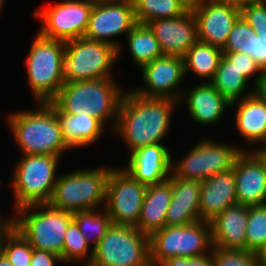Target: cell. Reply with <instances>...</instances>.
<instances>
[{
  "mask_svg": "<svg viewBox=\"0 0 266 266\" xmlns=\"http://www.w3.org/2000/svg\"><path fill=\"white\" fill-rule=\"evenodd\" d=\"M240 13L257 35H266V0L252 1Z\"/></svg>",
  "mask_w": 266,
  "mask_h": 266,
  "instance_id": "d590c367",
  "label": "cell"
},
{
  "mask_svg": "<svg viewBox=\"0 0 266 266\" xmlns=\"http://www.w3.org/2000/svg\"><path fill=\"white\" fill-rule=\"evenodd\" d=\"M0 266H13L2 252L0 253Z\"/></svg>",
  "mask_w": 266,
  "mask_h": 266,
  "instance_id": "7dc6e473",
  "label": "cell"
},
{
  "mask_svg": "<svg viewBox=\"0 0 266 266\" xmlns=\"http://www.w3.org/2000/svg\"><path fill=\"white\" fill-rule=\"evenodd\" d=\"M65 41L48 39L37 33L27 60V74L32 93L37 101H52L65 83Z\"/></svg>",
  "mask_w": 266,
  "mask_h": 266,
  "instance_id": "5b68a950",
  "label": "cell"
},
{
  "mask_svg": "<svg viewBox=\"0 0 266 266\" xmlns=\"http://www.w3.org/2000/svg\"><path fill=\"white\" fill-rule=\"evenodd\" d=\"M248 208V206L235 204L210 221L213 246L227 250L246 251Z\"/></svg>",
  "mask_w": 266,
  "mask_h": 266,
  "instance_id": "44dd1931",
  "label": "cell"
},
{
  "mask_svg": "<svg viewBox=\"0 0 266 266\" xmlns=\"http://www.w3.org/2000/svg\"><path fill=\"white\" fill-rule=\"evenodd\" d=\"M259 99L266 102V71H263L255 84L253 92Z\"/></svg>",
  "mask_w": 266,
  "mask_h": 266,
  "instance_id": "7bdbcfd3",
  "label": "cell"
},
{
  "mask_svg": "<svg viewBox=\"0 0 266 266\" xmlns=\"http://www.w3.org/2000/svg\"><path fill=\"white\" fill-rule=\"evenodd\" d=\"M16 210L19 217H15V229L31 247L58 254L63 261L64 235L73 221V213L53 208L48 203L27 205Z\"/></svg>",
  "mask_w": 266,
  "mask_h": 266,
  "instance_id": "277c9868",
  "label": "cell"
},
{
  "mask_svg": "<svg viewBox=\"0 0 266 266\" xmlns=\"http://www.w3.org/2000/svg\"><path fill=\"white\" fill-rule=\"evenodd\" d=\"M263 144H264V146L262 147L263 149L260 148L257 151H266V141Z\"/></svg>",
  "mask_w": 266,
  "mask_h": 266,
  "instance_id": "c3c4849f",
  "label": "cell"
},
{
  "mask_svg": "<svg viewBox=\"0 0 266 266\" xmlns=\"http://www.w3.org/2000/svg\"><path fill=\"white\" fill-rule=\"evenodd\" d=\"M237 204L260 206L266 204V158L258 151H242L234 162Z\"/></svg>",
  "mask_w": 266,
  "mask_h": 266,
  "instance_id": "9a60e30c",
  "label": "cell"
},
{
  "mask_svg": "<svg viewBox=\"0 0 266 266\" xmlns=\"http://www.w3.org/2000/svg\"><path fill=\"white\" fill-rule=\"evenodd\" d=\"M255 31L252 27L240 16L235 22L226 44L222 48L223 52H240L243 39H248Z\"/></svg>",
  "mask_w": 266,
  "mask_h": 266,
  "instance_id": "74e56055",
  "label": "cell"
},
{
  "mask_svg": "<svg viewBox=\"0 0 266 266\" xmlns=\"http://www.w3.org/2000/svg\"><path fill=\"white\" fill-rule=\"evenodd\" d=\"M191 12L196 18L198 40L221 49L241 16L239 8L211 0H202Z\"/></svg>",
  "mask_w": 266,
  "mask_h": 266,
  "instance_id": "e0dca14e",
  "label": "cell"
},
{
  "mask_svg": "<svg viewBox=\"0 0 266 266\" xmlns=\"http://www.w3.org/2000/svg\"><path fill=\"white\" fill-rule=\"evenodd\" d=\"M171 167L172 157L168 149L162 144H150L133 151L128 166L123 169L149 186L168 180Z\"/></svg>",
  "mask_w": 266,
  "mask_h": 266,
  "instance_id": "d6986e66",
  "label": "cell"
},
{
  "mask_svg": "<svg viewBox=\"0 0 266 266\" xmlns=\"http://www.w3.org/2000/svg\"><path fill=\"white\" fill-rule=\"evenodd\" d=\"M223 51L220 47L197 41L185 54V74L192 70L196 75L213 80Z\"/></svg>",
  "mask_w": 266,
  "mask_h": 266,
  "instance_id": "4316f807",
  "label": "cell"
},
{
  "mask_svg": "<svg viewBox=\"0 0 266 266\" xmlns=\"http://www.w3.org/2000/svg\"><path fill=\"white\" fill-rule=\"evenodd\" d=\"M65 83L109 78L118 50L104 42L86 37L65 42Z\"/></svg>",
  "mask_w": 266,
  "mask_h": 266,
  "instance_id": "30bf717a",
  "label": "cell"
},
{
  "mask_svg": "<svg viewBox=\"0 0 266 266\" xmlns=\"http://www.w3.org/2000/svg\"><path fill=\"white\" fill-rule=\"evenodd\" d=\"M176 102L170 98L143 97L133 91L124 93L114 130L127 141L130 153L150 144H161Z\"/></svg>",
  "mask_w": 266,
  "mask_h": 266,
  "instance_id": "6da1fadb",
  "label": "cell"
},
{
  "mask_svg": "<svg viewBox=\"0 0 266 266\" xmlns=\"http://www.w3.org/2000/svg\"><path fill=\"white\" fill-rule=\"evenodd\" d=\"M247 82L248 79L234 63L222 55L215 76L210 83L232 106L244 94Z\"/></svg>",
  "mask_w": 266,
  "mask_h": 266,
  "instance_id": "f1b7e54d",
  "label": "cell"
},
{
  "mask_svg": "<svg viewBox=\"0 0 266 266\" xmlns=\"http://www.w3.org/2000/svg\"><path fill=\"white\" fill-rule=\"evenodd\" d=\"M2 253L13 266H30L33 248L29 241L14 228L5 239Z\"/></svg>",
  "mask_w": 266,
  "mask_h": 266,
  "instance_id": "d6a6232c",
  "label": "cell"
},
{
  "mask_svg": "<svg viewBox=\"0 0 266 266\" xmlns=\"http://www.w3.org/2000/svg\"><path fill=\"white\" fill-rule=\"evenodd\" d=\"M55 261H62L58 254L33 249L30 266H55Z\"/></svg>",
  "mask_w": 266,
  "mask_h": 266,
  "instance_id": "60d3db41",
  "label": "cell"
},
{
  "mask_svg": "<svg viewBox=\"0 0 266 266\" xmlns=\"http://www.w3.org/2000/svg\"><path fill=\"white\" fill-rule=\"evenodd\" d=\"M73 220L79 226L81 234L86 238L87 243H94L91 254L86 264V266H89L92 262L93 249L106 235L107 230L113 223L106 210H104L103 214H100L99 212L96 213V210L75 212L73 213Z\"/></svg>",
  "mask_w": 266,
  "mask_h": 266,
  "instance_id": "4dcf8cb0",
  "label": "cell"
},
{
  "mask_svg": "<svg viewBox=\"0 0 266 266\" xmlns=\"http://www.w3.org/2000/svg\"><path fill=\"white\" fill-rule=\"evenodd\" d=\"M212 246L210 222L200 220L185 226H165L149 236L151 266H159L170 258L201 257Z\"/></svg>",
  "mask_w": 266,
  "mask_h": 266,
  "instance_id": "52a82bcc",
  "label": "cell"
},
{
  "mask_svg": "<svg viewBox=\"0 0 266 266\" xmlns=\"http://www.w3.org/2000/svg\"><path fill=\"white\" fill-rule=\"evenodd\" d=\"M137 23L173 18L183 15L187 9L178 0H132Z\"/></svg>",
  "mask_w": 266,
  "mask_h": 266,
  "instance_id": "f546056e",
  "label": "cell"
},
{
  "mask_svg": "<svg viewBox=\"0 0 266 266\" xmlns=\"http://www.w3.org/2000/svg\"><path fill=\"white\" fill-rule=\"evenodd\" d=\"M126 37L132 58L140 68L164 55L148 24L137 23Z\"/></svg>",
  "mask_w": 266,
  "mask_h": 266,
  "instance_id": "83f0119b",
  "label": "cell"
},
{
  "mask_svg": "<svg viewBox=\"0 0 266 266\" xmlns=\"http://www.w3.org/2000/svg\"><path fill=\"white\" fill-rule=\"evenodd\" d=\"M64 236L63 261H83L90 251L89 244L74 220L69 224Z\"/></svg>",
  "mask_w": 266,
  "mask_h": 266,
  "instance_id": "836d02e7",
  "label": "cell"
},
{
  "mask_svg": "<svg viewBox=\"0 0 266 266\" xmlns=\"http://www.w3.org/2000/svg\"><path fill=\"white\" fill-rule=\"evenodd\" d=\"M266 243V204L248 208L246 251L258 252Z\"/></svg>",
  "mask_w": 266,
  "mask_h": 266,
  "instance_id": "1f68e13d",
  "label": "cell"
},
{
  "mask_svg": "<svg viewBox=\"0 0 266 266\" xmlns=\"http://www.w3.org/2000/svg\"><path fill=\"white\" fill-rule=\"evenodd\" d=\"M137 24L132 0L95 1L90 12L89 24L84 37L114 46L120 45L110 38L121 33L128 34ZM110 37V38H109Z\"/></svg>",
  "mask_w": 266,
  "mask_h": 266,
  "instance_id": "5bb4252c",
  "label": "cell"
},
{
  "mask_svg": "<svg viewBox=\"0 0 266 266\" xmlns=\"http://www.w3.org/2000/svg\"><path fill=\"white\" fill-rule=\"evenodd\" d=\"M237 204L234 169L201 182L200 220L210 222L226 208Z\"/></svg>",
  "mask_w": 266,
  "mask_h": 266,
  "instance_id": "ffe728a7",
  "label": "cell"
},
{
  "mask_svg": "<svg viewBox=\"0 0 266 266\" xmlns=\"http://www.w3.org/2000/svg\"><path fill=\"white\" fill-rule=\"evenodd\" d=\"M241 53L248 54L252 59L266 71V35L252 34L241 43Z\"/></svg>",
  "mask_w": 266,
  "mask_h": 266,
  "instance_id": "8d00e7d4",
  "label": "cell"
},
{
  "mask_svg": "<svg viewBox=\"0 0 266 266\" xmlns=\"http://www.w3.org/2000/svg\"><path fill=\"white\" fill-rule=\"evenodd\" d=\"M201 182L172 175V199L166 226H185L200 221Z\"/></svg>",
  "mask_w": 266,
  "mask_h": 266,
  "instance_id": "7402d4cb",
  "label": "cell"
},
{
  "mask_svg": "<svg viewBox=\"0 0 266 266\" xmlns=\"http://www.w3.org/2000/svg\"><path fill=\"white\" fill-rule=\"evenodd\" d=\"M259 265L266 266V243L256 252Z\"/></svg>",
  "mask_w": 266,
  "mask_h": 266,
  "instance_id": "bcb514c9",
  "label": "cell"
},
{
  "mask_svg": "<svg viewBox=\"0 0 266 266\" xmlns=\"http://www.w3.org/2000/svg\"><path fill=\"white\" fill-rule=\"evenodd\" d=\"M112 78L64 83L52 101L67 114L86 113L103 125L113 116L114 130L124 93Z\"/></svg>",
  "mask_w": 266,
  "mask_h": 266,
  "instance_id": "7a4b0ae2",
  "label": "cell"
},
{
  "mask_svg": "<svg viewBox=\"0 0 266 266\" xmlns=\"http://www.w3.org/2000/svg\"><path fill=\"white\" fill-rule=\"evenodd\" d=\"M2 4H3V0H0V10H1Z\"/></svg>",
  "mask_w": 266,
  "mask_h": 266,
  "instance_id": "f907efd6",
  "label": "cell"
},
{
  "mask_svg": "<svg viewBox=\"0 0 266 266\" xmlns=\"http://www.w3.org/2000/svg\"><path fill=\"white\" fill-rule=\"evenodd\" d=\"M213 266H258L257 254L245 250H227L212 246Z\"/></svg>",
  "mask_w": 266,
  "mask_h": 266,
  "instance_id": "e575fe53",
  "label": "cell"
},
{
  "mask_svg": "<svg viewBox=\"0 0 266 266\" xmlns=\"http://www.w3.org/2000/svg\"><path fill=\"white\" fill-rule=\"evenodd\" d=\"M188 11L195 9L202 0H178Z\"/></svg>",
  "mask_w": 266,
  "mask_h": 266,
  "instance_id": "f6af8a7d",
  "label": "cell"
},
{
  "mask_svg": "<svg viewBox=\"0 0 266 266\" xmlns=\"http://www.w3.org/2000/svg\"><path fill=\"white\" fill-rule=\"evenodd\" d=\"M5 221L2 222V220L0 219V253L2 252L3 244L5 242L6 237L15 228V217H11L10 220L7 219Z\"/></svg>",
  "mask_w": 266,
  "mask_h": 266,
  "instance_id": "b9f144b4",
  "label": "cell"
},
{
  "mask_svg": "<svg viewBox=\"0 0 266 266\" xmlns=\"http://www.w3.org/2000/svg\"><path fill=\"white\" fill-rule=\"evenodd\" d=\"M159 266H213V263L211 254L210 256L206 254L195 258H170L162 262Z\"/></svg>",
  "mask_w": 266,
  "mask_h": 266,
  "instance_id": "ab89813d",
  "label": "cell"
},
{
  "mask_svg": "<svg viewBox=\"0 0 266 266\" xmlns=\"http://www.w3.org/2000/svg\"><path fill=\"white\" fill-rule=\"evenodd\" d=\"M223 55L229 59L234 65L242 72V74L249 80L253 74L258 72L256 76L255 84L262 74L263 70L261 67L252 59L248 54L240 52H223Z\"/></svg>",
  "mask_w": 266,
  "mask_h": 266,
  "instance_id": "f35d334b",
  "label": "cell"
},
{
  "mask_svg": "<svg viewBox=\"0 0 266 266\" xmlns=\"http://www.w3.org/2000/svg\"><path fill=\"white\" fill-rule=\"evenodd\" d=\"M235 125L243 138L252 143L266 141V102L253 92L239 101Z\"/></svg>",
  "mask_w": 266,
  "mask_h": 266,
  "instance_id": "484cf974",
  "label": "cell"
},
{
  "mask_svg": "<svg viewBox=\"0 0 266 266\" xmlns=\"http://www.w3.org/2000/svg\"><path fill=\"white\" fill-rule=\"evenodd\" d=\"M213 2H217L220 4H228V5H233L239 9L243 8L245 5L248 3L255 1V0H211Z\"/></svg>",
  "mask_w": 266,
  "mask_h": 266,
  "instance_id": "ee69618b",
  "label": "cell"
},
{
  "mask_svg": "<svg viewBox=\"0 0 266 266\" xmlns=\"http://www.w3.org/2000/svg\"><path fill=\"white\" fill-rule=\"evenodd\" d=\"M110 169L79 170L57 177L48 204L53 208L72 213L96 210L105 201Z\"/></svg>",
  "mask_w": 266,
  "mask_h": 266,
  "instance_id": "8992f818",
  "label": "cell"
},
{
  "mask_svg": "<svg viewBox=\"0 0 266 266\" xmlns=\"http://www.w3.org/2000/svg\"><path fill=\"white\" fill-rule=\"evenodd\" d=\"M89 266H151L149 236L136 227L112 224L93 249Z\"/></svg>",
  "mask_w": 266,
  "mask_h": 266,
  "instance_id": "9c48e42d",
  "label": "cell"
},
{
  "mask_svg": "<svg viewBox=\"0 0 266 266\" xmlns=\"http://www.w3.org/2000/svg\"><path fill=\"white\" fill-rule=\"evenodd\" d=\"M94 2L68 0L37 10L34 15L43 21L39 34L48 39L65 42L84 37Z\"/></svg>",
  "mask_w": 266,
  "mask_h": 266,
  "instance_id": "7c38bea8",
  "label": "cell"
},
{
  "mask_svg": "<svg viewBox=\"0 0 266 266\" xmlns=\"http://www.w3.org/2000/svg\"><path fill=\"white\" fill-rule=\"evenodd\" d=\"M56 113L63 139L70 148L92 144L102 134L103 124L86 113L67 114L53 101L46 102Z\"/></svg>",
  "mask_w": 266,
  "mask_h": 266,
  "instance_id": "cb8c5ba5",
  "label": "cell"
},
{
  "mask_svg": "<svg viewBox=\"0 0 266 266\" xmlns=\"http://www.w3.org/2000/svg\"><path fill=\"white\" fill-rule=\"evenodd\" d=\"M164 55L184 57L198 41L197 22L191 11L148 23Z\"/></svg>",
  "mask_w": 266,
  "mask_h": 266,
  "instance_id": "ac0fdd59",
  "label": "cell"
},
{
  "mask_svg": "<svg viewBox=\"0 0 266 266\" xmlns=\"http://www.w3.org/2000/svg\"><path fill=\"white\" fill-rule=\"evenodd\" d=\"M146 188L123 168L110 169L104 208L114 225L137 226Z\"/></svg>",
  "mask_w": 266,
  "mask_h": 266,
  "instance_id": "8fae6325",
  "label": "cell"
},
{
  "mask_svg": "<svg viewBox=\"0 0 266 266\" xmlns=\"http://www.w3.org/2000/svg\"><path fill=\"white\" fill-rule=\"evenodd\" d=\"M172 199V175L169 179L146 188L140 217L136 228L150 236L166 226L167 211Z\"/></svg>",
  "mask_w": 266,
  "mask_h": 266,
  "instance_id": "603a6c76",
  "label": "cell"
},
{
  "mask_svg": "<svg viewBox=\"0 0 266 266\" xmlns=\"http://www.w3.org/2000/svg\"><path fill=\"white\" fill-rule=\"evenodd\" d=\"M186 100L192 119L202 125L219 121L226 107L231 105L209 82L189 91Z\"/></svg>",
  "mask_w": 266,
  "mask_h": 266,
  "instance_id": "d4e9b609",
  "label": "cell"
},
{
  "mask_svg": "<svg viewBox=\"0 0 266 266\" xmlns=\"http://www.w3.org/2000/svg\"><path fill=\"white\" fill-rule=\"evenodd\" d=\"M141 70L147 86L132 90L134 93L147 98H170L177 101L181 98L174 87H178L185 76L183 57L163 55L143 65Z\"/></svg>",
  "mask_w": 266,
  "mask_h": 266,
  "instance_id": "2e32d148",
  "label": "cell"
},
{
  "mask_svg": "<svg viewBox=\"0 0 266 266\" xmlns=\"http://www.w3.org/2000/svg\"><path fill=\"white\" fill-rule=\"evenodd\" d=\"M59 158L43 154L24 155L16 164L12 179L16 209L50 201L57 182L55 174Z\"/></svg>",
  "mask_w": 266,
  "mask_h": 266,
  "instance_id": "ba28073f",
  "label": "cell"
},
{
  "mask_svg": "<svg viewBox=\"0 0 266 266\" xmlns=\"http://www.w3.org/2000/svg\"><path fill=\"white\" fill-rule=\"evenodd\" d=\"M242 151L232 145L204 140L194 146L176 166L171 167L174 168L172 175L202 182L210 176L232 169Z\"/></svg>",
  "mask_w": 266,
  "mask_h": 266,
  "instance_id": "4fadbf2b",
  "label": "cell"
},
{
  "mask_svg": "<svg viewBox=\"0 0 266 266\" xmlns=\"http://www.w3.org/2000/svg\"><path fill=\"white\" fill-rule=\"evenodd\" d=\"M39 105L36 111L11 115V131L24 155L61 156V152L71 148L63 139L57 115L47 103L40 102Z\"/></svg>",
  "mask_w": 266,
  "mask_h": 266,
  "instance_id": "3957f363",
  "label": "cell"
},
{
  "mask_svg": "<svg viewBox=\"0 0 266 266\" xmlns=\"http://www.w3.org/2000/svg\"><path fill=\"white\" fill-rule=\"evenodd\" d=\"M260 154H262L266 158V151H258Z\"/></svg>",
  "mask_w": 266,
  "mask_h": 266,
  "instance_id": "681fc988",
  "label": "cell"
}]
</instances>
